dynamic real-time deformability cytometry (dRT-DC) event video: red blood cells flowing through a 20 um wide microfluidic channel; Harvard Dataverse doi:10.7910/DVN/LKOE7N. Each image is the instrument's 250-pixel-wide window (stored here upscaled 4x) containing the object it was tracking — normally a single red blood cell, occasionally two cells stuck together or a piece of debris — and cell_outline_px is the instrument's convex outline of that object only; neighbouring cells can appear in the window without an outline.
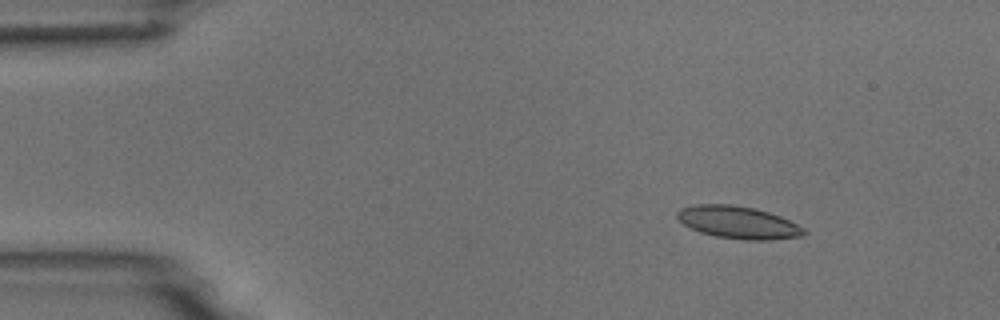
{"species": "common noctule bat (a hibernating species)", "species_latin": "Nyctalus noctula", "temperature_condition": "room temperature", "stored_images_in_passage": 7, "camera_frame_rate_fps": 3000, "um_per_image_px": 0.085, "animal": {"sex": "male", "body_mass_g": 18.8}, "frame": {"image": 1, "passage_image": 2, "time_ms": 2.0, "image_size_px": [1000, 320], "cell_outline_px": [[808, 232], [804, 236], [764, 240], [744, 240], [716, 236], [700, 232], [684, 224], [676, 216], [676, 212], [680, 208], [696, 204], [732, 204], [756, 208], [780, 216], [804, 228]], "centroid_in_image_um": [62.75, 18.9], "position_along_channel_um": 22.3, "area_um2": 23.93}}
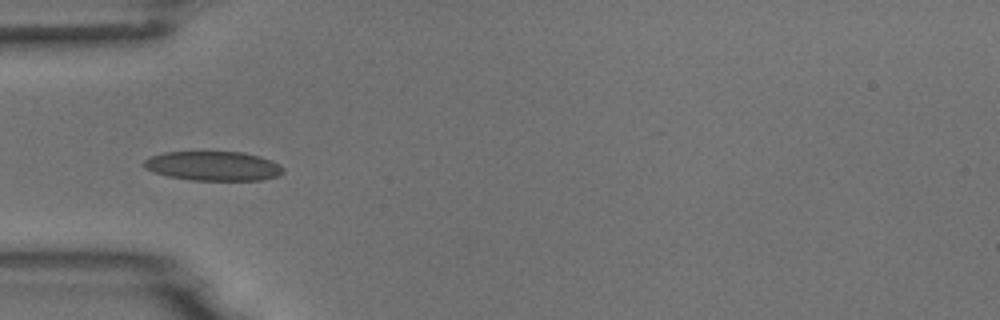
{"frame": {"image": 2, "passage_image": 5, "time_ms": 5.333, "image_size_px": [1000, 320], "cell_outline_px": [[284, 172], [276, 176], [260, 180], [192, 180], [168, 176], [144, 168], [144, 160], [152, 156], [164, 152], [244, 152], [260, 156], [272, 160], [280, 164], [284, 168]], "centroid_in_image_um": [18.17, 14.1], "position_along_channel_um": 66.8, "area_um2": 23.76}}